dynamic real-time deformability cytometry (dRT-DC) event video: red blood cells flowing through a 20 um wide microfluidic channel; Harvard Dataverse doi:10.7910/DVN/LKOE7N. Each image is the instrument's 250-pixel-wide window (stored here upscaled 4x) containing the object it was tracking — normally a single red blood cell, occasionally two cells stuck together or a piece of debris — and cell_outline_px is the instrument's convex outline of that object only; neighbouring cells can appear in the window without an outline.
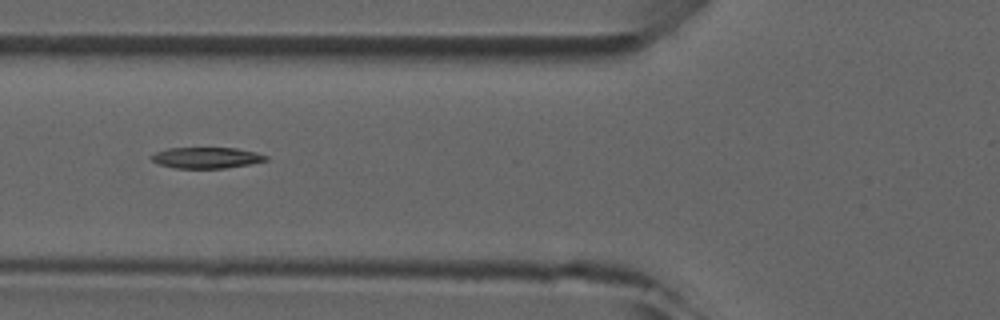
{"species": "common noctule bat (a hibernating species)", "species_latin": "Nyctalus noctula", "temperature_condition": "room temperature", "stored_images_in_passage": 6, "camera_frame_rate_fps": 3000, "um_per_image_px": 0.085, "animal": {"sex": "male", "forearm_length_mm": 52.5}, "frame": {"image": 1, "passage_image": 6, "time_ms": 5.667, "image_size_px": [1000, 320], "cell_outline_px": [[268, 160], [248, 164], [224, 168], [172, 168], [160, 164], [152, 160], [148, 156], [156, 152], [168, 148], [236, 148], [256, 152], [268, 156]], "centroid_in_image_um": [17.53, 13.4], "position_along_channel_um": 108.3, "area_um2": 13.99}}